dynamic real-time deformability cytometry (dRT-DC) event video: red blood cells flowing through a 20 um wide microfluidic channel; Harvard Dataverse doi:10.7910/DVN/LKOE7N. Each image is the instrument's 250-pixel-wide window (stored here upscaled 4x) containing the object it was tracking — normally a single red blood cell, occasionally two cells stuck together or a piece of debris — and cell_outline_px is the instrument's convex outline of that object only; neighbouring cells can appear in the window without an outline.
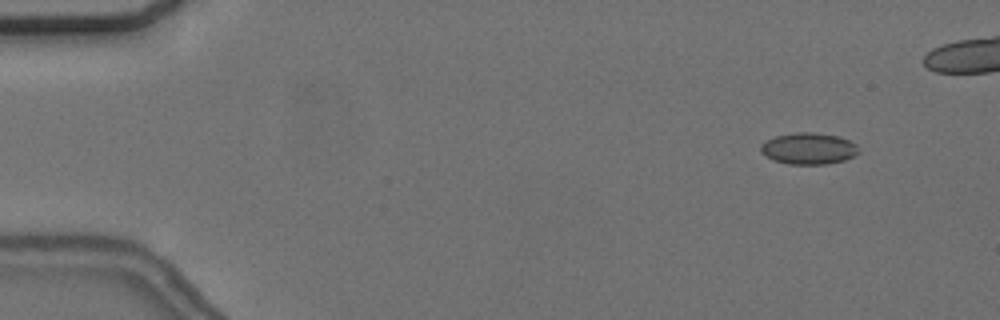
{"species": "common noctule bat (a hibernating species)", "species_latin": "Nyctalus noctula", "temperature_condition": "cold", "stored_images_in_passage": 52, "camera_frame_rate_fps": 3000, "um_per_image_px": 0.085, "animal": {"sex": "female", "body_mass_g": 24.6, "forearm_length_mm": 56.2}, "frame": {"image": 1, "passage_image": 6, "time_ms": 1.667, "image_size_px": [1000, 320], "cell_outline_px": [[860, 152], [844, 160], [824, 164], [788, 164], [776, 160], [760, 152], [760, 144], [776, 136], [796, 132], [812, 132], [840, 136], [856, 144]], "centroid_in_image_um": [68.75, 12.61], "position_along_channel_um": 16.3, "area_um2": 17.8}}
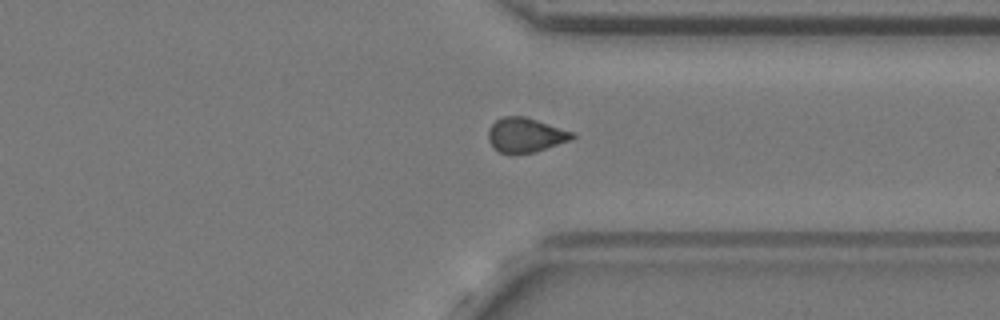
{"frame": {"image": 2, "passage_image": 44, "time_ms": 14.333, "image_size_px": [1000, 320], "cell_outline_px": [[576, 136], [572, 140], [536, 152], [500, 152], [488, 140], [488, 132], [492, 124], [496, 120], [504, 116], [524, 116], [576, 132]], "centroid_in_image_um": [44.74, 11.46], "position_along_channel_um": 366.7, "area_um2": 16.76}}
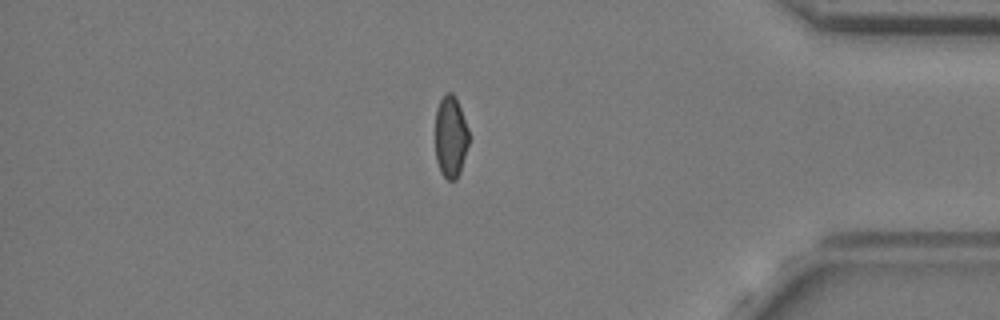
{"frame": {"image": 3, "passage_image": 49, "time_ms": 16.0, "image_size_px": [1000, 320], "cell_outline_px": [[468, 144], [460, 172], [456, 180], [448, 180], [440, 172], [436, 160], [436, 108], [440, 100], [448, 92], [452, 92], [456, 96], [468, 128]], "centroid_in_image_um": [38.3, 11.62], "position_along_channel_um": 396.9, "area_um2": 15.95}, "authors_computed_cell_mechanics": {"area_um2": 17.2822, "velocity_mm_per_s": 3.6435, "shape_relaxation_time_tau1_ms": 8.5252, "shape_relaxation_time_tau2_ms": 3.318, "deformation_change_tau1": 0.1111, "deformation_change_tau2": 0.0802}}